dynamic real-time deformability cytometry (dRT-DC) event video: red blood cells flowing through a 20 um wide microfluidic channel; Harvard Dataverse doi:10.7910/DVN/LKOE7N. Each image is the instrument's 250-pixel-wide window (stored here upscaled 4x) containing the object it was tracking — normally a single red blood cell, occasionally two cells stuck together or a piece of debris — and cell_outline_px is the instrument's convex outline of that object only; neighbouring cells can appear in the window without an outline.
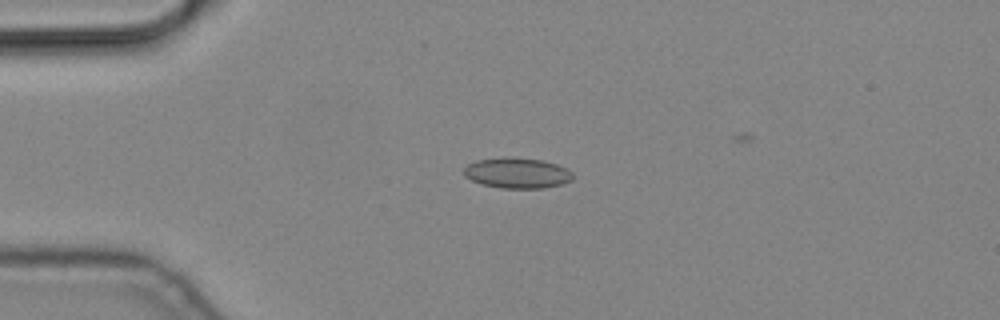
{"species": "common noctule bat (a hibernating species)", "species_latin": "Nyctalus noctula", "temperature_condition": "cold", "stored_images_in_passage": 5, "camera_frame_rate_fps": 3000, "um_per_image_px": 0.085, "animal": {"sex": "male", "body_mass_g": 19.2, "forearm_length_mm": 51.8}, "frame": {"image": 1, "passage_image": 4, "time_ms": 1.0, "image_size_px": [1000, 320], "cell_outline_px": [[572, 180], [564, 184], [544, 188], [500, 188], [480, 184], [464, 176], [464, 168], [468, 164], [476, 160], [512, 156], [544, 160], [556, 164], [572, 172]], "centroid_in_image_um": [43.95, 14.7], "position_along_channel_um": 41.0, "area_um2": 19.59}}